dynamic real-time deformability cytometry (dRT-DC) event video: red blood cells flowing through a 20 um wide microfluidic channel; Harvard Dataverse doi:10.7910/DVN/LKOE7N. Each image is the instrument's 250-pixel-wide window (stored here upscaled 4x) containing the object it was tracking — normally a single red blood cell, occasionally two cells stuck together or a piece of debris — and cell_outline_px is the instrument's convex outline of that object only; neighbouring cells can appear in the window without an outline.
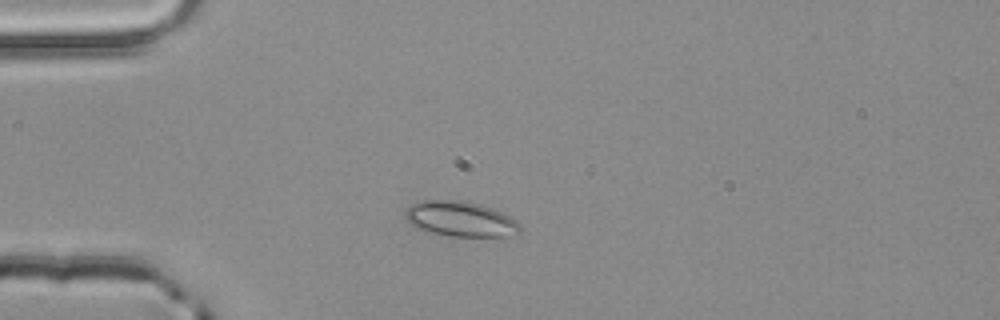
{"species": "common noctule bat (a hibernating species)", "species_latin": "Nyctalus noctula", "temperature_condition": "room temperature", "stored_images_in_passage": 2, "camera_frame_rate_fps": 3000, "um_per_image_px": 0.085, "animal": {"sex": "male", "body_mass_g": 20.4}, "frame": {"image": 1, "passage_image": 1, "time_ms": 0.0, "image_size_px": [1000, 320], "cell_outline_px": [[520, 232], [516, 236], [448, 236], [416, 228], [404, 216], [404, 212], [412, 204], [424, 200], [464, 200], [496, 208], [516, 220], [520, 224]], "centroid_in_image_um": [39.19, 18.61], "position_along_channel_um": 45.8, "area_um2": 23.76}}